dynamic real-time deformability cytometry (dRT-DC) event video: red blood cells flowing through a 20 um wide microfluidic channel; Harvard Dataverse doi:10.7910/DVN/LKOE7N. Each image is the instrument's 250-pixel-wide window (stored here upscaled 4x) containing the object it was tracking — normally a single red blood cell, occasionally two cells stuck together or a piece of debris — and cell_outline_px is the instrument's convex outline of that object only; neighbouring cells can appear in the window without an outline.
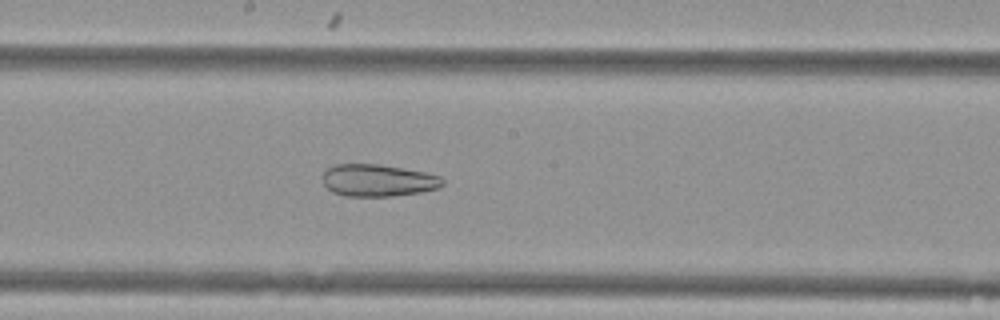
{"species": "Egyptian fruit bat (a non-hibernating species)", "species_latin": "Rousettus aegyptiacus", "temperature_condition": "cold", "stored_images_in_passage": 55, "camera_frame_rate_fps": 3000, "um_per_image_px": 0.085, "animal": {"sex": "female"}, "frame": {"image": 1, "passage_image": 30, "time_ms": 9.667, "image_size_px": [1000, 320], "cell_outline_px": [[444, 184], [440, 188], [420, 192], [392, 196], [344, 196], [332, 192], [324, 184], [324, 172], [328, 168], [336, 164], [380, 164], [424, 172], [440, 176], [444, 180]], "centroid_in_image_um": [32.15, 15.33], "position_along_channel_um": 216.1, "area_um2": 22.43}}
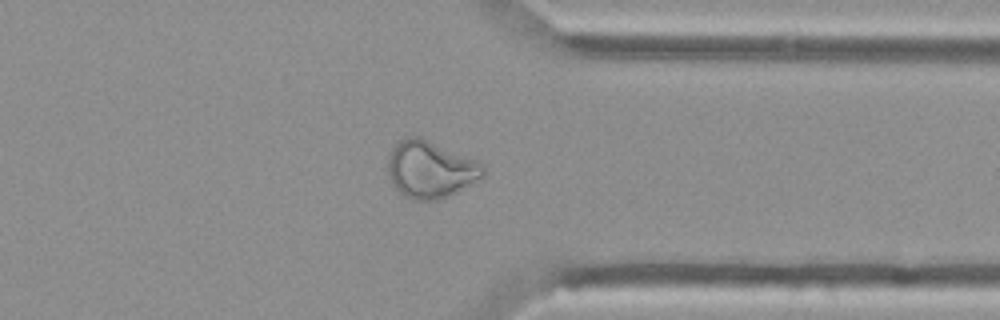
{"frame": {"image": 2, "passage_image": 43, "time_ms": 14.0, "image_size_px": [1000, 320], "cell_outline_px": [[484, 176], [456, 192], [448, 196], [436, 200], [412, 200], [404, 196], [392, 184], [388, 172], [388, 156], [392, 148], [400, 140], [408, 136], [420, 136], [476, 160], [484, 164]], "centroid_in_image_um": [36.57, 14.39], "position_along_channel_um": 374.8, "area_um2": 31.62}}
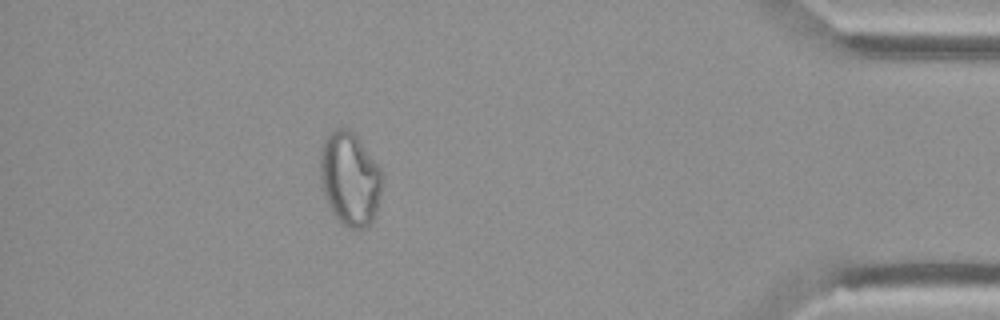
{"frame": {"image": 3, "passage_image": 49, "time_ms": 16.0, "image_size_px": [1000, 320], "cell_outline_px": [[384, 176], [380, 196], [372, 220], [364, 228], [352, 228], [344, 224], [332, 212], [328, 204], [320, 180], [320, 152], [324, 140], [336, 128], [348, 128], [356, 136], [380, 168]], "centroid_in_image_um": [29.74, 15.18], "position_along_channel_um": 405.5, "area_um2": 33.29}}